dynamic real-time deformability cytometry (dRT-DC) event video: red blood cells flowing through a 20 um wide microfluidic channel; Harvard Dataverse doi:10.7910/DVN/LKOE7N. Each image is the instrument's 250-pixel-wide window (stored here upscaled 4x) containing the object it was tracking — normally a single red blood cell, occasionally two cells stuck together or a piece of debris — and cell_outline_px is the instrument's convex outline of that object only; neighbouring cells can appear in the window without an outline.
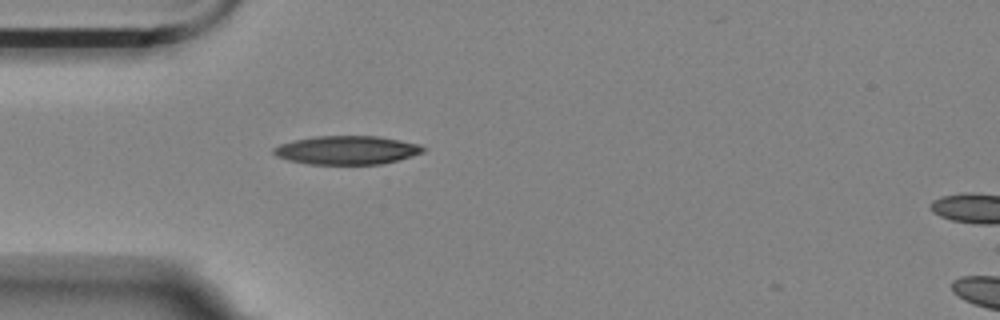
{"species": "Egyptian fruit bat (a non-hibernating species)", "species_latin": "Rousettus aegyptiacus", "temperature_condition": "room temperature", "stored_images_in_passage": 36, "camera_frame_rate_fps": 3000, "um_per_image_px": 0.085, "animal": {"sex": "female"}, "frame": {"image": 1, "passage_image": 1, "time_ms": 0.0, "image_size_px": [1000, 320], "cell_outline_px": [[428, 148], [424, 152], [400, 160], [380, 164], [308, 164], [288, 160], [276, 156], [272, 152], [272, 148], [280, 144], [292, 140], [316, 136], [380, 136], [420, 144]], "centroid_in_image_um": [29.5, 12.76], "position_along_channel_um": 55.5, "area_um2": 25.2}}
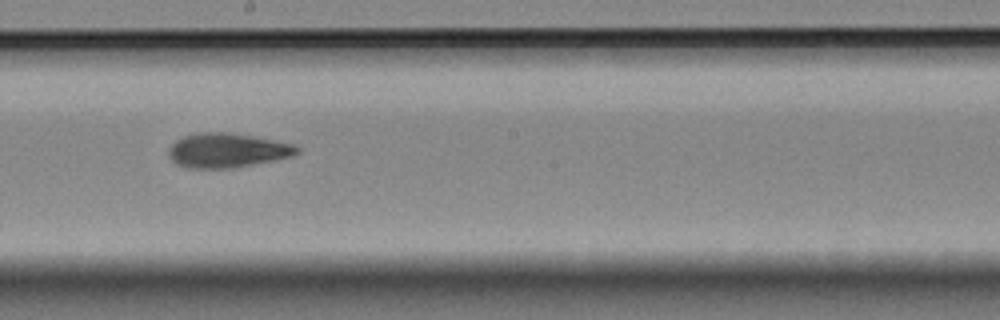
{"frame": {"image": 2, "passage_image": 16, "time_ms": 5.0, "image_size_px": [1000, 320], "cell_outline_px": [[300, 152], [292, 156], [232, 168], [188, 168], [176, 164], [168, 156], [168, 152], [172, 144], [176, 140], [184, 136], [200, 132], [228, 132], [252, 136], [292, 144], [300, 148]], "centroid_in_image_um": [19.28, 12.78], "position_along_channel_um": 228.9, "area_um2": 25.49}}
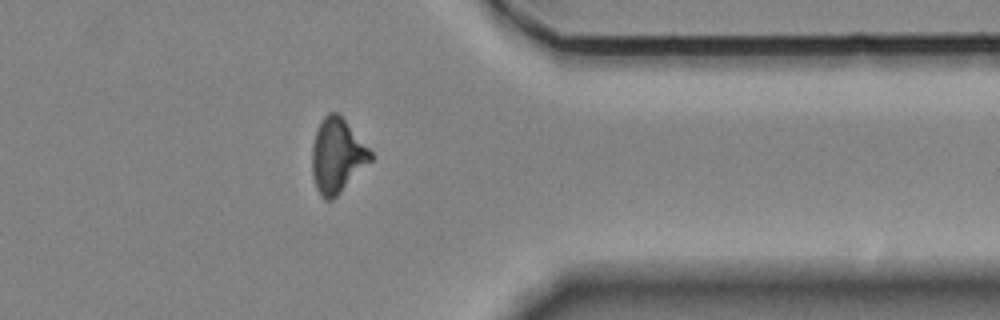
{"frame": {"image": 3, "passage_image": 30, "time_ms": 9.667, "image_size_px": [1000, 320], "cell_outline_px": [[372, 160], [332, 200], [324, 200], [320, 196], [316, 188], [312, 176], [312, 144], [316, 132], [324, 116], [328, 112], [336, 112], [344, 120], [372, 152]], "centroid_in_image_um": [28.63, 13.26], "position_along_channel_um": 382.8, "area_um2": 24.97}}